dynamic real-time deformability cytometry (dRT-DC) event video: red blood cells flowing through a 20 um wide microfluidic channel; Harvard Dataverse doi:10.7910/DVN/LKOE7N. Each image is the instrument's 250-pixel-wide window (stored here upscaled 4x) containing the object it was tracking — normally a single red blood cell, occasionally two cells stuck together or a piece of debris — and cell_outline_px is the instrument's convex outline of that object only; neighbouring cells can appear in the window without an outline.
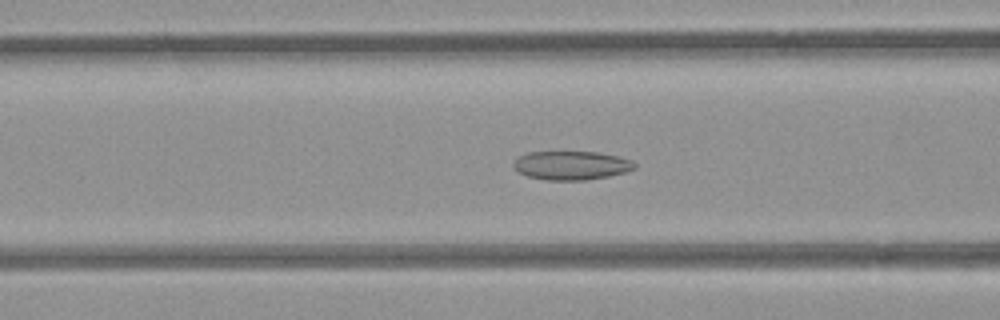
{"species": "common noctule bat (a hibernating species)", "species_latin": "Nyctalus noctula", "temperature_condition": "room temperature", "stored_images_in_passage": 44, "camera_frame_rate_fps": 3000, "um_per_image_px": 0.085, "animal": {"sex": "female", "body_mass_g": 21.9}, "frame": {"image": 1, "passage_image": 12, "time_ms": 3.667, "image_size_px": [1000, 320], "cell_outline_px": [[636, 168], [624, 172], [608, 176], [588, 180], [544, 180], [528, 176], [512, 168], [512, 164], [516, 156], [528, 152], [596, 152], [620, 156], [632, 160], [636, 164]], "centroid_in_image_um": [48.54, 14.05], "position_along_channel_um": 118.1, "area_um2": 20.52}}
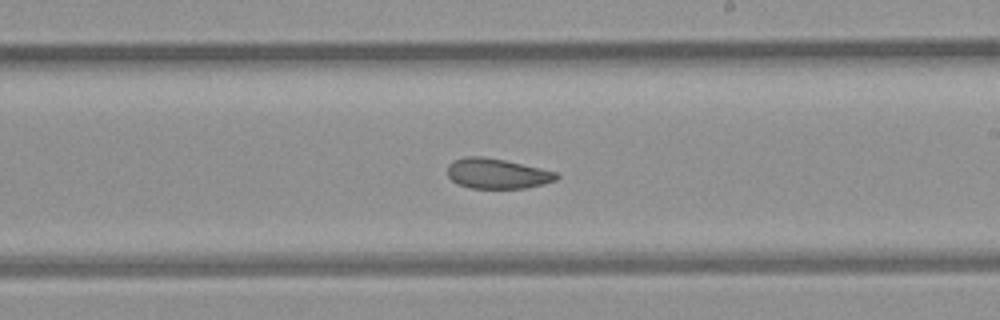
{"frame": {"image": 2, "passage_image": 22, "time_ms": 7.0, "image_size_px": [1000, 320], "cell_outline_px": [[560, 176], [556, 180], [544, 184], [524, 188], [472, 188], [456, 184], [448, 176], [448, 164], [452, 160], [464, 156], [484, 156], [504, 160], [540, 168], [556, 172]], "centroid_in_image_um": [42.22, 14.75], "position_along_channel_um": 246.8, "area_um2": 19.25}}
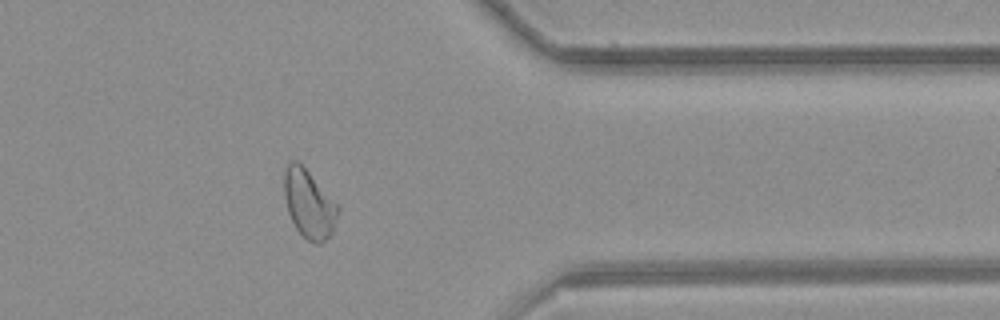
{"frame": {"image": 3, "passage_image": 34, "time_ms": 11.0, "image_size_px": [1000, 320], "cell_outline_px": [[340, 208], [332, 232], [320, 244], [316, 244], [308, 240], [296, 228], [288, 212], [284, 192], [284, 172], [288, 164], [292, 160], [296, 160], [308, 172]], "centroid_in_image_um": [26.25, 17.35], "position_along_channel_um": 385.2, "area_um2": 20.75}, "authors_computed_cell_mechanics": {"area_um2": 21.3571, "velocity_mm_per_s": 3.859, "shape_relaxation_time_tau1_ms": null, "shape_relaxation_time_tau2_ms": 4.6113, "deformation_change_tau1": null, "deformation_change_tau2": 0.1054}}